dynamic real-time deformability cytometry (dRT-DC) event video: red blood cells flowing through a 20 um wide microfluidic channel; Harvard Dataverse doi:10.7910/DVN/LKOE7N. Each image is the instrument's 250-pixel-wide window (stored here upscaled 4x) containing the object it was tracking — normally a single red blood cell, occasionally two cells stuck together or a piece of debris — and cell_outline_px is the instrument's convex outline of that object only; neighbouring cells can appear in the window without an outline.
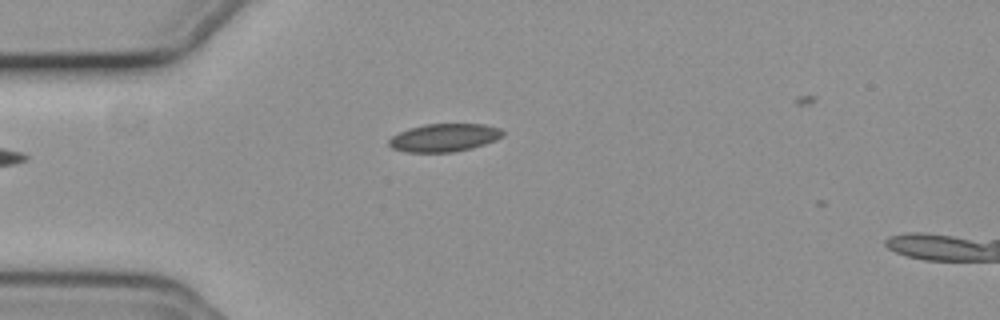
{"species": "common noctule bat (a hibernating species)", "species_latin": "Nyctalus noctula", "temperature_condition": "cold", "stored_images_in_passage": 3, "camera_frame_rate_fps": 3000, "um_per_image_px": 0.085, "animal": {"sex": "female", "body_mass_g": 19.3, "forearm_length_mm": 54.1}, "frame": {"image": 1, "passage_image": 1, "time_ms": 0.0, "image_size_px": [1000, 320], "cell_outline_px": [[504, 136], [496, 140], [472, 148], [452, 152], [408, 152], [392, 148], [388, 144], [388, 140], [392, 136], [408, 128], [424, 124], [484, 124], [500, 128], [504, 132]], "centroid_in_image_um": [37.77, 11.69], "position_along_channel_um": 47.2, "area_um2": 18.61}}